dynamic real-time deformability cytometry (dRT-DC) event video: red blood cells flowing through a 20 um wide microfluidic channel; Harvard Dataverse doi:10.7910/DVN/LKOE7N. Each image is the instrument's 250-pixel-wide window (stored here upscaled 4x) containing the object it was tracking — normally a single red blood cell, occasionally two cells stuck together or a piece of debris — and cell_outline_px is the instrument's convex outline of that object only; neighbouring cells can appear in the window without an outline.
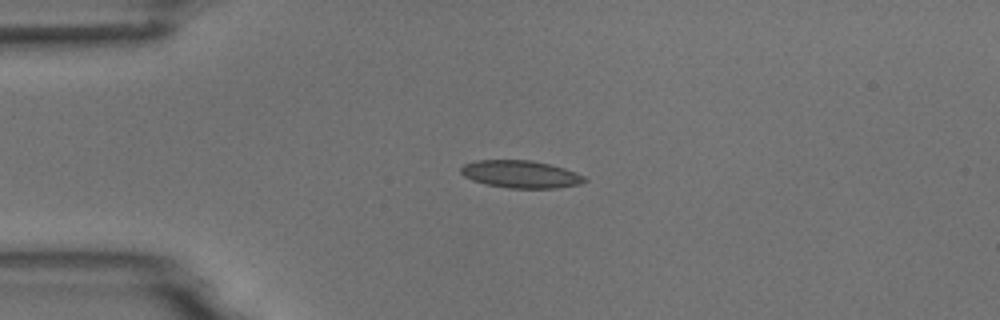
{"species": "common noctule bat (a hibernating species)", "species_latin": "Nyctalus noctula", "temperature_condition": "room temperature", "stored_images_in_passage": 3, "camera_frame_rate_fps": 3000, "um_per_image_px": 0.085, "animal": {"sex": "male", "body_mass_g": 18.8}, "frame": {"image": 1, "passage_image": 2, "time_ms": 2.0, "image_size_px": [1000, 320], "cell_outline_px": [[588, 180], [580, 184], [556, 188], [508, 188], [488, 184], [472, 180], [464, 176], [460, 172], [460, 168], [464, 164], [476, 160], [528, 160], [548, 164], [564, 168], [576, 172], [584, 176]], "centroid_in_image_um": [44.26, 14.81], "position_along_channel_um": 40.7, "area_um2": 19.71}}